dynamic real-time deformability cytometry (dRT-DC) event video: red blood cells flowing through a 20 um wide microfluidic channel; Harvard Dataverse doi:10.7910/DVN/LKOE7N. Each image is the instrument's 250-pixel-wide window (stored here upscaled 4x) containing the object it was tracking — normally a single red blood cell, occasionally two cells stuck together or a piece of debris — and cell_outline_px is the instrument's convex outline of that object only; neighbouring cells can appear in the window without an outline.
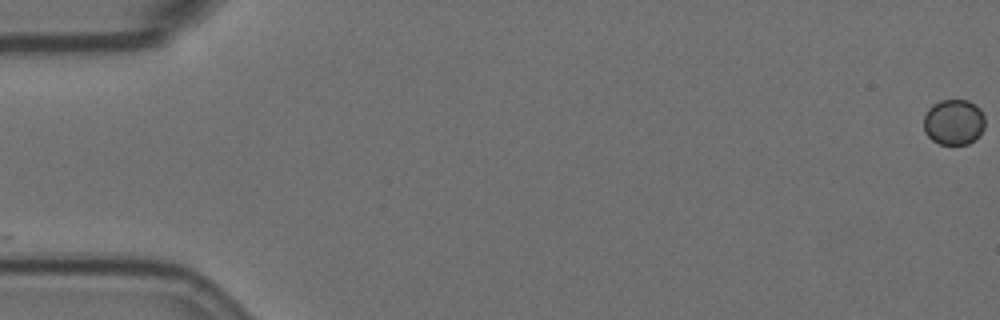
{"species": "Egyptian fruit bat (a non-hibernating species)", "species_latin": "Rousettus aegyptiacus", "temperature_condition": "room temperature", "stored_images_in_passage": 53, "camera_frame_rate_fps": 3000, "um_per_image_px": 0.085, "animal": {"sex": "female"}, "frame": {"image": 1, "passage_image": 1, "time_ms": 0.0, "image_size_px": [1000, 320], "cell_outline_px": [[984, 128], [980, 136], [968, 144], [940, 144], [932, 140], [924, 132], [924, 116], [928, 108], [932, 104], [940, 100], [968, 100], [976, 104], [980, 108], [984, 116]], "centroid_in_image_um": [81.08, 10.37], "position_along_channel_um": 3.9, "area_um2": 16.53}}
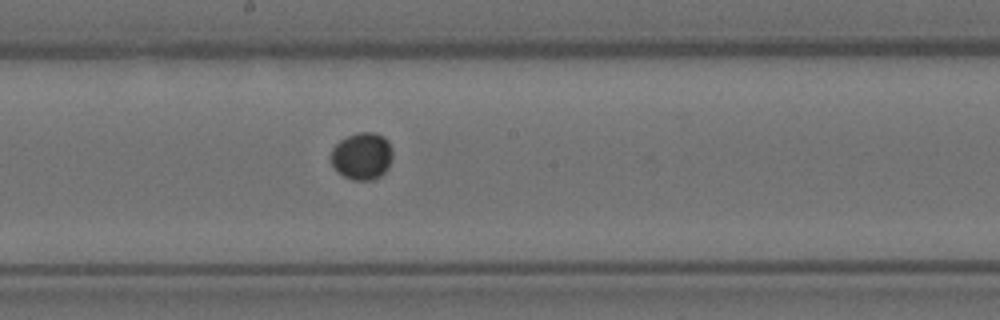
{"frame": {"image": 2, "passage_image": 32, "time_ms": 10.333, "image_size_px": [1000, 320], "cell_outline_px": [[392, 156], [388, 168], [380, 176], [372, 180], [352, 180], [336, 172], [332, 164], [332, 148], [340, 140], [356, 132], [376, 132], [384, 136], [388, 140], [392, 148]], "centroid_in_image_um": [30.78, 13.26], "position_along_channel_um": 217.4, "area_um2": 17.11}}
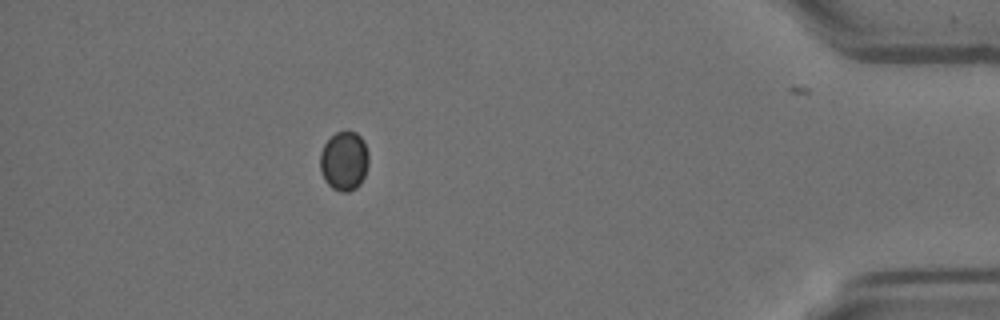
{"frame": {"image": 3, "passage_image": 52, "time_ms": 17.0, "image_size_px": [1000, 320], "cell_outline_px": [[368, 164], [364, 176], [360, 184], [356, 188], [348, 192], [340, 192], [332, 188], [324, 180], [320, 172], [320, 152], [324, 144], [336, 132], [356, 132], [360, 136], [368, 152]], "centroid_in_image_um": [29.23, 13.71], "position_along_channel_um": 406.0, "area_um2": 16.76}}